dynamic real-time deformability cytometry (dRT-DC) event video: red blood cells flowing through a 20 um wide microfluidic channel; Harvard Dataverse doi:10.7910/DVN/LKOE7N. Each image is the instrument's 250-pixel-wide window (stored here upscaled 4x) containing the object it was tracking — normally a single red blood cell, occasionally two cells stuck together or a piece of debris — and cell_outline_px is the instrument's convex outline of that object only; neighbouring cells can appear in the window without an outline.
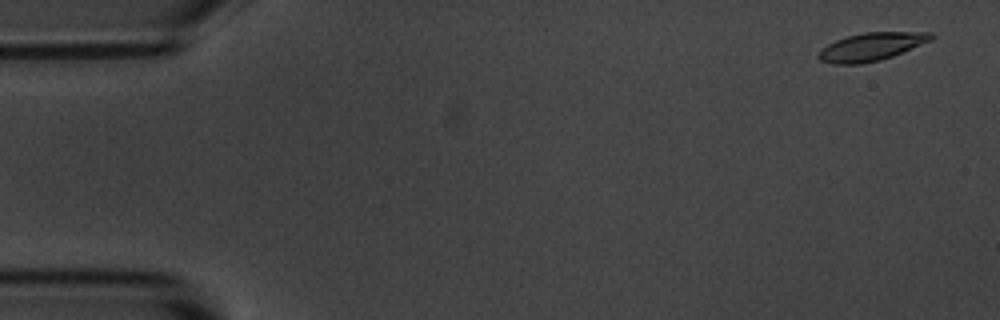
{"species": "common noctule bat (a hibernating species)", "species_latin": "Nyctalus noctula", "temperature_condition": "room temperature", "stored_images_in_passage": 6, "camera_frame_rate_fps": 3000, "um_per_image_px": 0.085, "animal": {"sex": "male", "body_mass_g": 20.1, "forearm_length_mm": 53.5}, "frame": {"image": 1, "passage_image": 1, "time_ms": 0.0, "image_size_px": [1000, 320], "cell_outline_px": [[936, 36], [932, 40], [892, 56], [880, 60], [860, 64], [832, 64], [820, 60], [816, 56], [820, 48], [836, 40], [848, 36], [864, 32], [932, 32]], "centroid_in_image_um": [74.05, 3.97], "position_along_channel_um": 11.0, "area_um2": 18.44}}
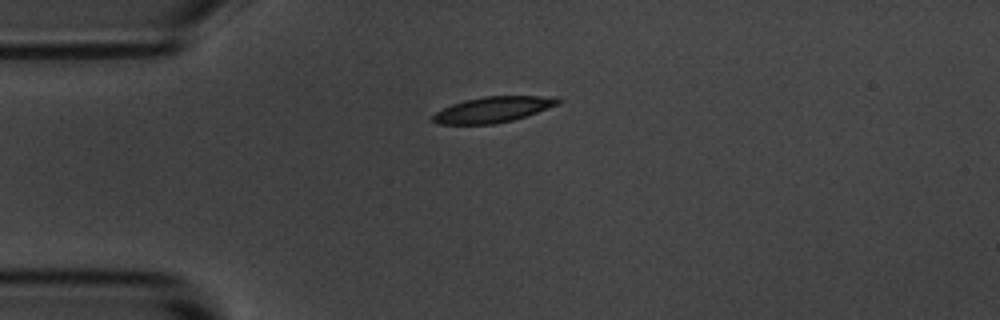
{"frame": {"image": 2, "passage_image": 4, "time_ms": 3.667, "image_size_px": [1000, 320], "cell_outline_px": [[564, 100], [560, 104], [512, 120], [496, 124], [436, 124], [432, 120], [432, 116], [436, 112], [452, 104], [464, 100], [484, 96], [560, 96]], "centroid_in_image_um": [41.95, 9.3], "position_along_channel_um": 43.1, "area_um2": 18.84}}